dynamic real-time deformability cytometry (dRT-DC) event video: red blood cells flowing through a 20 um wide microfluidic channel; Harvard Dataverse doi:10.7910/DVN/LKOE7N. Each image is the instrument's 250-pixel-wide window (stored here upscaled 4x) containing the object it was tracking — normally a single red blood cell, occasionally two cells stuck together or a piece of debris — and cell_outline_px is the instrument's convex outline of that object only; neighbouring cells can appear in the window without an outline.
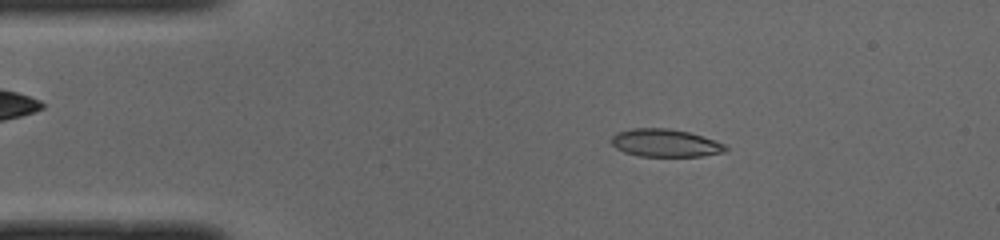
{"species": "common noctule bat (a hibernating species)", "species_latin": "Nyctalus noctula", "temperature_condition": "cold", "stored_images_in_passage": 44, "camera_frame_rate_fps": 3000, "um_per_image_px": 0.085, "animal": {"sex": "male", "body_mass_g": 19.0, "forearm_length_mm": 50.8}, "frame": {"image": 1, "passage_image": 3, "time_ms": 0.667, "image_size_px": [1000, 240], "cell_outline_px": [[728, 148], [724, 152], [700, 156], [640, 156], [624, 152], [616, 148], [612, 144], [612, 136], [616, 132], [632, 128], [668, 128], [688, 132], [724, 144]], "centroid_in_image_um": [56.5, 12.15], "position_along_channel_um": 28.5, "area_um2": 18.26}}
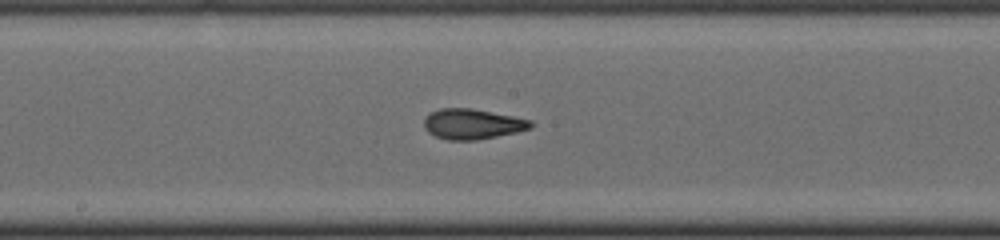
{"frame": {"image": 2, "passage_image": 20, "time_ms": 6.333, "image_size_px": [1000, 240], "cell_outline_px": [[536, 124], [532, 128], [516, 132], [476, 140], [448, 140], [436, 136], [428, 132], [424, 128], [424, 120], [432, 112], [440, 108], [472, 108], [532, 120]], "centroid_in_image_um": [40.19, 10.54], "position_along_channel_um": 208.0, "area_um2": 18.79}}
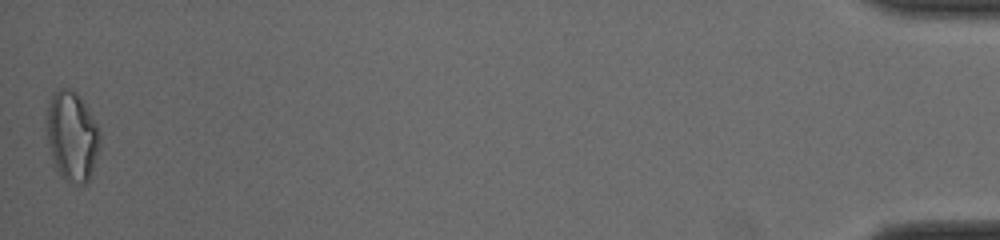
{"frame": {"image": 3, "passage_image": 44, "time_ms": 14.333, "image_size_px": [1000, 240], "cell_outline_px": [[100, 148], [88, 184], [76, 184], [64, 180], [60, 176], [52, 160], [48, 144], [48, 104], [52, 92], [60, 88], [72, 88], [80, 96], [88, 108], [100, 132]], "centroid_in_image_um": [6.14, 11.59], "position_along_channel_um": 429.1, "area_um2": 28.09}, "authors_computed_cell_mechanics": {"area_um2": 18.7561, "velocity_mm_per_s": 3.998, "shape_relaxation_time_tau1_ms": 4.9594, "shape_relaxation_time_tau2_ms": 1.7678, "deformation_change_tau1": 0.2002, "deformation_change_tau2": 0.0945}}